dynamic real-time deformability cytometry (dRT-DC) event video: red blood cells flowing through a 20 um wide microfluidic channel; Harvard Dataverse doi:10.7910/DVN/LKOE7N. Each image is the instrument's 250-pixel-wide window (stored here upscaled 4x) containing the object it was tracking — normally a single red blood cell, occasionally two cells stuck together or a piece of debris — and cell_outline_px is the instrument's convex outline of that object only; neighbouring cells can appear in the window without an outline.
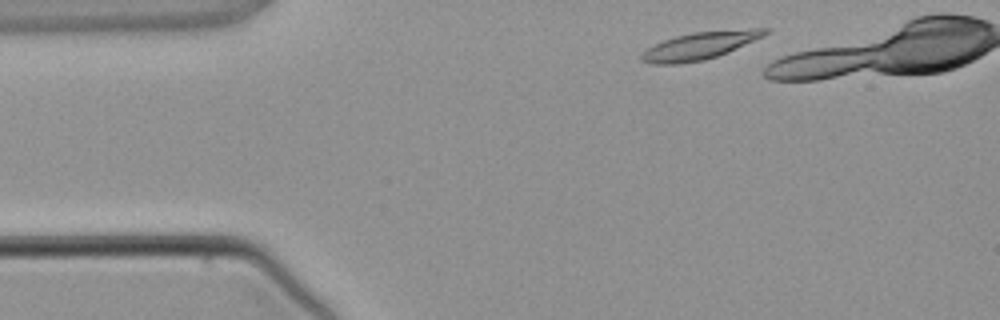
{"species": "common noctule bat (a hibernating species)", "species_latin": "Nyctalus noctula", "temperature_condition": "warm", "stored_images_in_passage": 4, "camera_frame_rate_fps": 3000, "um_per_image_px": 0.085, "animal": {"sex": "male", "body_mass_g": 21.5, "forearm_length_mm": 52.0}, "frame": {"image": 1, "passage_image": 1, "time_ms": 0.0, "image_size_px": [1000, 320], "cell_outline_px": [[772, 28], [764, 36], [728, 52], [704, 60], [676, 64], [652, 64], [640, 60], [640, 56], [648, 48], [664, 40], [676, 36], [692, 32], [752, 28]], "centroid_in_image_um": [59.51, 3.87], "position_along_channel_um": 25.5, "area_um2": 19.65}}